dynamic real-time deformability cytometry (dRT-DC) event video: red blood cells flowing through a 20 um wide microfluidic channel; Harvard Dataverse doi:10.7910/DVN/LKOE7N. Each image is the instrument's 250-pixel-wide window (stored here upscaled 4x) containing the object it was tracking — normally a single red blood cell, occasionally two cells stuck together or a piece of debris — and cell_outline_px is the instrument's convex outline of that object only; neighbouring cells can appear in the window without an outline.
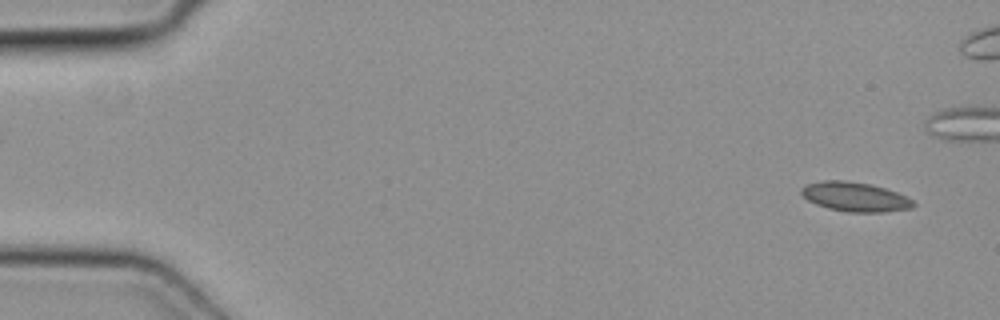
{"species": "common noctule bat (a hibernating species)", "species_latin": "Nyctalus noctula", "temperature_condition": "cold", "stored_images_in_passage": 43, "segment_of_instrument_passage": [1, 2], "camera_frame_rate_fps": 3000, "um_per_image_px": 0.085, "animal": {"sex": "female", "body_mass_g": 19.3, "forearm_length_mm": 54.1}, "frame": {"image": 1, "passage_image": 2, "time_ms": 0.333, "image_size_px": [1000, 320], "cell_outline_px": [[916, 204], [912, 208], [884, 212], [848, 212], [828, 208], [816, 204], [808, 200], [800, 192], [800, 188], [808, 184], [824, 180], [844, 180], [872, 184], [896, 192], [912, 200]], "centroid_in_image_um": [72.67, 16.73], "position_along_channel_um": 12.3, "area_um2": 19.07}}
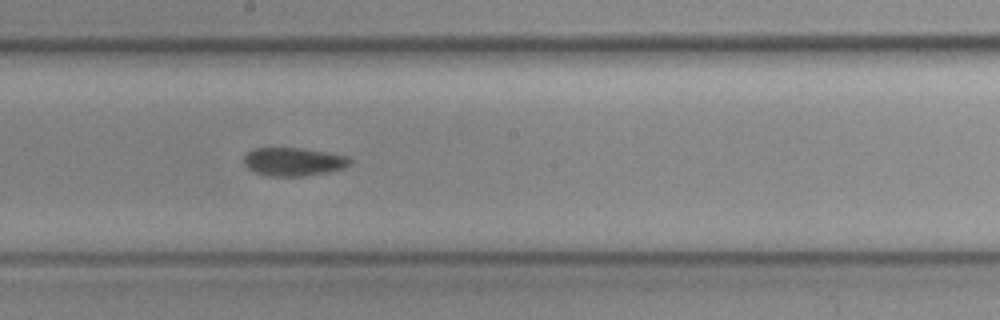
{"frame": {"image": 2, "passage_image": 27, "time_ms": 8.667, "image_size_px": [1000, 320], "cell_outline_px": [[352, 164], [344, 168], [328, 172], [304, 176], [272, 176], [256, 172], [248, 168], [244, 164], [244, 156], [248, 152], [256, 148], [300, 148], [328, 152], [348, 156], [352, 160]], "centroid_in_image_um": [25.0, 13.74], "position_along_channel_um": 223.2, "area_um2": 17.51}}
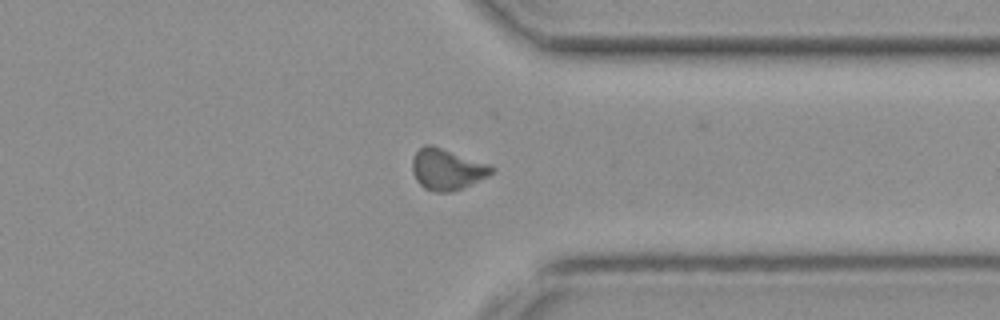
{"frame": {"image": 3, "passage_image": 38, "time_ms": 12.333, "image_size_px": [1000, 320], "cell_outline_px": [[496, 168], [488, 176], [452, 192], [436, 192], [424, 188], [416, 180], [412, 172], [412, 160], [416, 152], [424, 144], [432, 144], [488, 164]], "centroid_in_image_um": [37.96, 14.38], "position_along_channel_um": 373.4, "area_um2": 18.9}}